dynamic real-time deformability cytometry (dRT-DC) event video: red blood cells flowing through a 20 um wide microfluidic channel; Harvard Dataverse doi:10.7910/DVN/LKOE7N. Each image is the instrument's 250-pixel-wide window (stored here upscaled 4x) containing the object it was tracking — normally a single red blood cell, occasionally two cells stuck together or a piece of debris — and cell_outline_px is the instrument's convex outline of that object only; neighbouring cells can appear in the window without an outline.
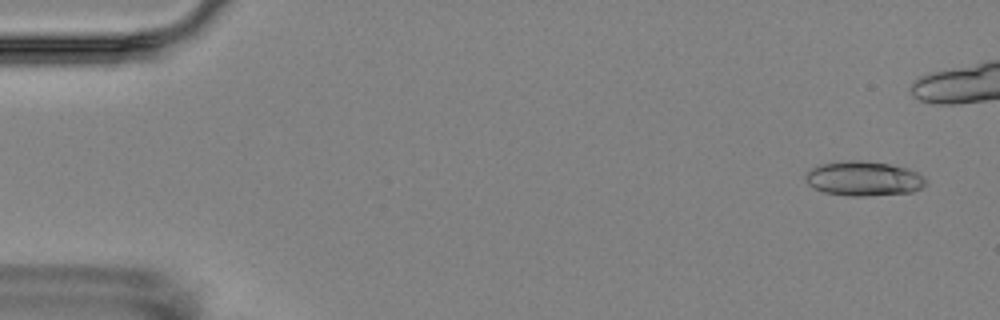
{"species": "Egyptian fruit bat (a non-hibernating species)", "species_latin": "Rousettus aegyptiacus", "temperature_condition": "room temperature", "stored_images_in_passage": 6, "camera_frame_rate_fps": 3000, "um_per_image_px": 0.085, "animal": {"sex": "female"}, "frame": {"image": 1, "passage_image": 1, "time_ms": 0.0, "image_size_px": [1000, 320], "cell_outline_px": [[928, 180], [920, 188], [912, 192], [864, 196], [852, 196], [824, 192], [812, 188], [808, 184], [804, 176], [812, 168], [820, 164], [844, 160], [860, 160], [888, 164], [908, 168], [924, 176]], "centroid_in_image_um": [73.4, 15.17], "position_along_channel_um": 11.6, "area_um2": 24.28}}